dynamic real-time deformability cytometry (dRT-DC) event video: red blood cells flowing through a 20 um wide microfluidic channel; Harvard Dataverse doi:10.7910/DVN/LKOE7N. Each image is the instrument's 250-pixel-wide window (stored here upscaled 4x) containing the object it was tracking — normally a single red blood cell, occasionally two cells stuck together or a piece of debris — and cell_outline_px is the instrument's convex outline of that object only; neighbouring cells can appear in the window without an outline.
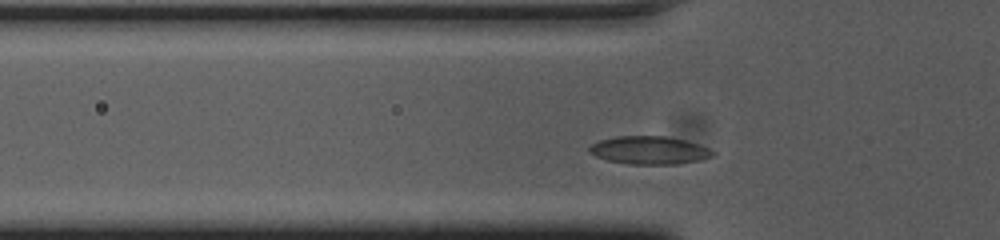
{"species": "common noctule bat (a hibernating species)", "species_latin": "Nyctalus noctula", "temperature_condition": "cold", "stored_images_in_passage": 31, "camera_frame_rate_fps": 3000, "um_per_image_px": 0.085, "animal": {"sex": "female", "body_mass_g": 23.0, "forearm_length_mm": 53.4}, "frame": {"image": 1, "passage_image": 4, "time_ms": 1.0, "image_size_px": [1000, 240], "cell_outline_px": [[716, 152], [712, 156], [700, 160], [676, 164], [628, 164], [608, 160], [596, 156], [588, 152], [588, 148], [592, 144], [600, 140], [616, 136], [664, 136], [684, 140], [708, 148]], "centroid_in_image_um": [55.17, 12.77], "position_along_channel_um": 70.6, "area_um2": 20.0}}
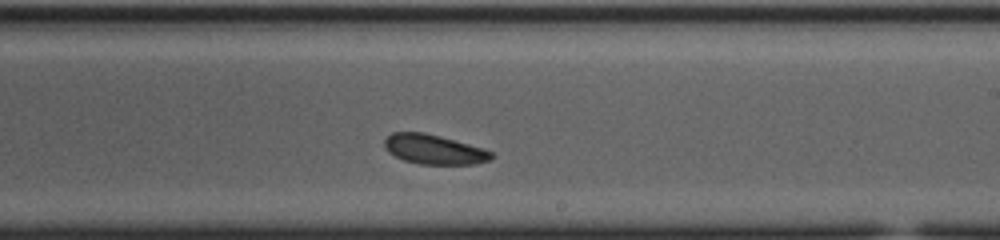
{"frame": {"image": 2, "passage_image": 19, "time_ms": 6.0, "image_size_px": [1000, 240], "cell_outline_px": [[496, 156], [492, 160], [476, 164], [420, 164], [404, 160], [388, 152], [384, 148], [384, 140], [392, 132], [424, 132], [468, 144], [492, 152]], "centroid_in_image_um": [36.89, 12.71], "position_along_channel_um": 252.1, "area_um2": 18.38}}
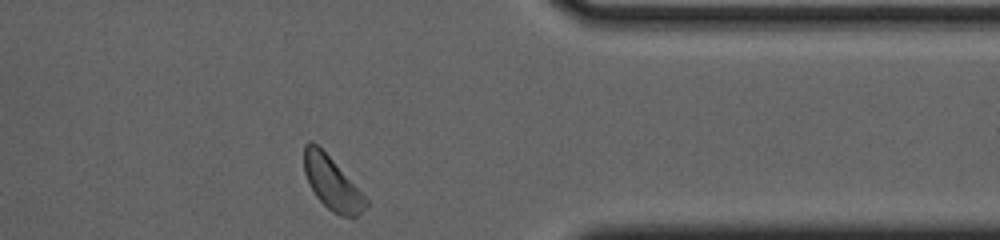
{"frame": {"image": 3, "passage_image": 31, "time_ms": 10.0, "image_size_px": [1000, 240], "cell_outline_px": [[368, 204], [352, 220], [340, 216], [332, 212], [316, 196], [304, 172], [304, 144], [308, 140], [312, 140], [332, 160], [368, 200]], "centroid_in_image_um": [28.21, 15.6], "position_along_channel_um": 383.2, "area_um2": 18.67}}